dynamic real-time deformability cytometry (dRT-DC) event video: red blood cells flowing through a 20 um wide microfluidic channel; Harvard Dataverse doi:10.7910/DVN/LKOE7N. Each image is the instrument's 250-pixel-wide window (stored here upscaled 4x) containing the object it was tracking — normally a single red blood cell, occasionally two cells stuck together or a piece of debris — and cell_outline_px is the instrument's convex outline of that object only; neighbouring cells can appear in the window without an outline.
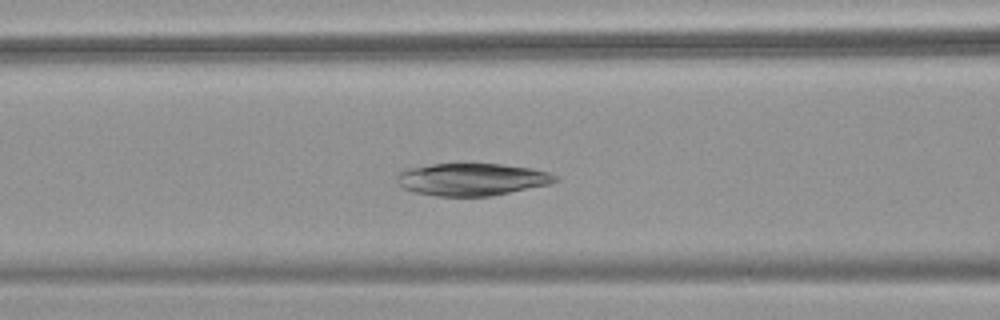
{"species": "common noctule bat (a hibernating species)", "species_latin": "Nyctalus noctula", "temperature_condition": "warm", "stored_images_in_passage": 42, "camera_frame_rate_fps": 3000, "um_per_image_px": 0.085, "animal": {"sex": "female", "body_mass_g": 18.4}, "frame": {"image": 1, "passage_image": 13, "time_ms": 4.0, "image_size_px": [1000, 320], "cell_outline_px": [[556, 180], [548, 184], [492, 196], [436, 196], [416, 192], [404, 188], [396, 180], [396, 176], [404, 168], [432, 164], [500, 164], [532, 168], [548, 172], [556, 176]], "centroid_in_image_um": [40.07, 15.24], "position_along_channel_um": 126.5, "area_um2": 29.65}}
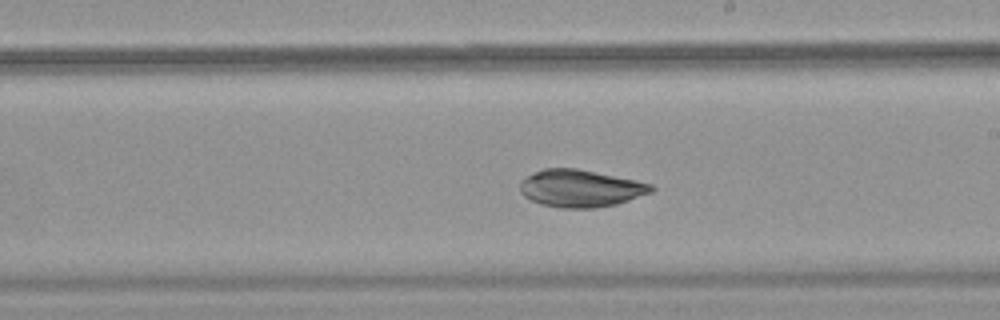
{"frame": {"image": 2, "passage_image": 22, "time_ms": 7.0, "image_size_px": [1000, 320], "cell_outline_px": [[656, 188], [652, 192], [616, 204], [596, 208], [560, 208], [540, 204], [524, 196], [520, 192], [520, 180], [544, 168], [576, 168], [636, 180], [652, 184]], "centroid_in_image_um": [49.34, 16.01], "position_along_channel_um": 239.7, "area_um2": 28.5}}
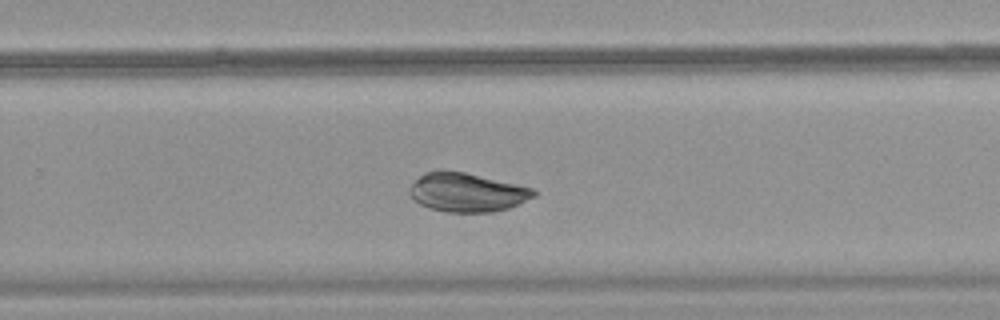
{"frame": {"image": 3, "passage_image": 26, "time_ms": 8.333, "image_size_px": [1000, 320], "cell_outline_px": [[536, 196], [508, 208], [492, 212], [444, 212], [428, 208], [420, 204], [408, 192], [408, 188], [424, 172], [440, 168], [444, 168], [464, 172], [536, 188]], "centroid_in_image_um": [39.68, 16.33], "position_along_channel_um": 290.1, "area_um2": 28.5}}